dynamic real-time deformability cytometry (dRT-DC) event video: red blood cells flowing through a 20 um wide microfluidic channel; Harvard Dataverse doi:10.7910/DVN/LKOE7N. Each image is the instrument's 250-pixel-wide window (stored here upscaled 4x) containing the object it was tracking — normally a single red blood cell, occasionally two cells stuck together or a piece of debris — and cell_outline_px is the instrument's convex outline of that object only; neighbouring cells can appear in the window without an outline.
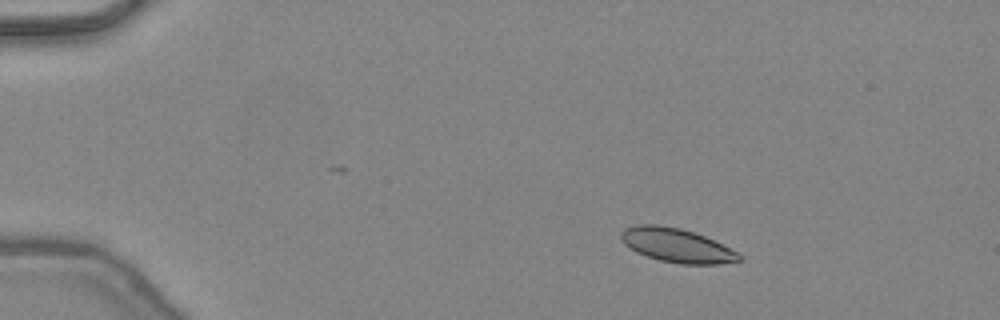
{"species": "common noctule bat (a hibernating species)", "species_latin": "Nyctalus noctula", "temperature_condition": "warm", "stored_images_in_passage": 41, "camera_frame_rate_fps": 3000, "um_per_image_px": 0.085, "animal": {"sex": "female", "body_mass_g": 24.6, "forearm_length_mm": 56.2}, "frame": {"image": 1, "passage_image": 8, "time_ms": 2.333, "image_size_px": [1000, 320], "cell_outline_px": [[740, 260], [720, 264], [680, 264], [660, 260], [636, 252], [624, 244], [620, 240], [620, 232], [624, 228], [636, 224], [656, 224], [680, 228], [696, 232], [736, 252], [740, 256]], "centroid_in_image_um": [57.44, 20.84], "position_along_channel_um": 27.6, "area_um2": 23.24}}
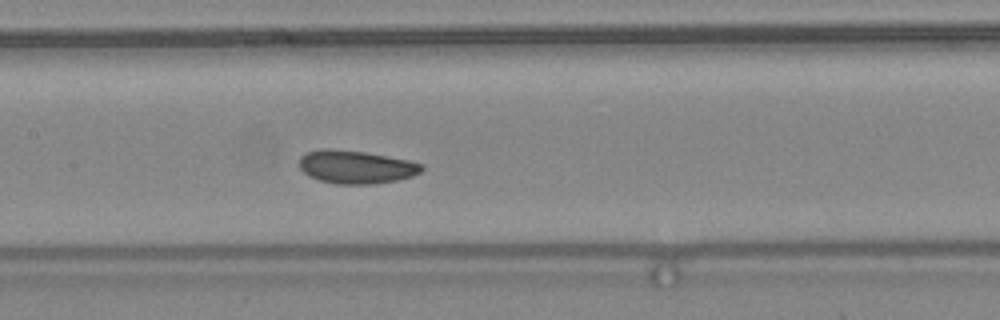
{"frame": {"image": 2, "passage_image": 24, "time_ms": 7.667, "image_size_px": [1000, 320], "cell_outline_px": [[424, 168], [420, 172], [412, 176], [396, 180], [372, 184], [336, 184], [320, 180], [308, 176], [300, 168], [300, 156], [308, 152], [320, 148], [328, 148], [364, 152], [408, 160], [424, 164]], "centroid_in_image_um": [30.25, 14.19], "position_along_channel_um": 177.2, "area_um2": 23.58}}
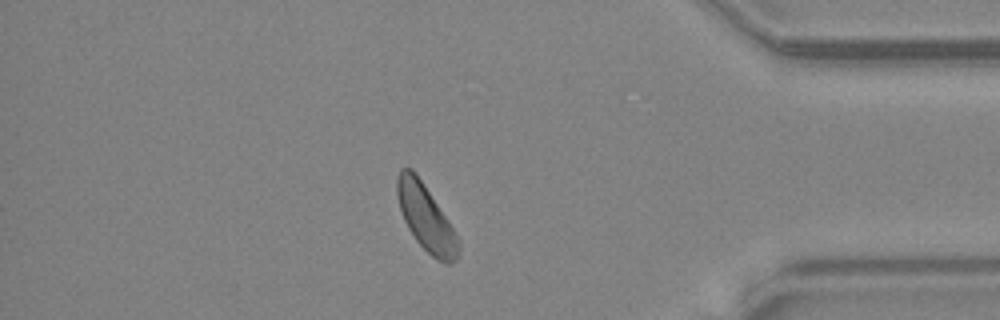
{"frame": {"image": 3, "passage_image": 41, "time_ms": 13.333, "image_size_px": [1000, 320], "cell_outline_px": [[460, 256], [452, 264], [444, 264], [436, 260], [416, 240], [408, 228], [404, 220], [396, 196], [396, 176], [400, 168], [412, 168], [416, 172], [456, 232], [460, 248]], "centroid_in_image_um": [36.21, 18.52], "position_along_channel_um": 399.0, "area_um2": 23.81}, "authors_computed_cell_mechanics": {"area_um2": 23.2934, "velocity_mm_per_s": 4.4276, "shape_relaxation_time_tau1_ms": 2.7248, "shape_relaxation_time_tau2_ms": 9.7494, "deformation_change_tau1": 0.0684, "deformation_change_tau2": 0.129}}